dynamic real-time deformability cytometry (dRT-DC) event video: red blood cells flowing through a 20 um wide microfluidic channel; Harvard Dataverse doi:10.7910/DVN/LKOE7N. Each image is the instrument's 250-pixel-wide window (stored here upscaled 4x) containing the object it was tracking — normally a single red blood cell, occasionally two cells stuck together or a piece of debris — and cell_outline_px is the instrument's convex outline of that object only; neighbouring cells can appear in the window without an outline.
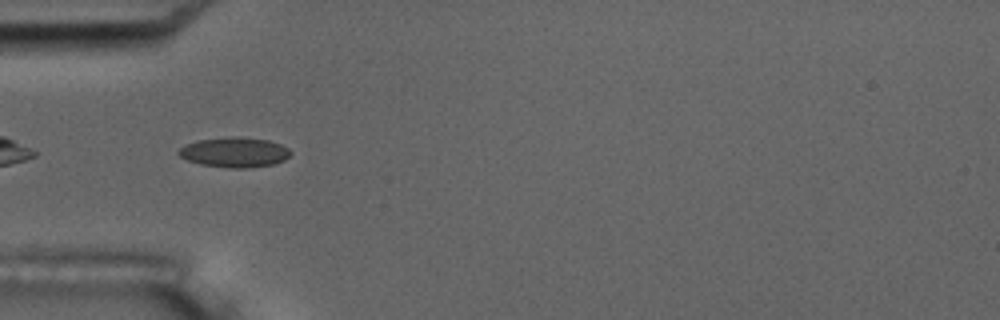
{"species": "common noctule bat (a hibernating species)", "species_latin": "Nyctalus noctula", "temperature_condition": "room temperature", "stored_images_in_passage": 3, "camera_frame_rate_fps": 3000, "um_per_image_px": 0.085, "animal": {"sex": "male", "body_mass_g": 17.5, "forearm_length_mm": 52.3}, "frame": {"image": 1, "passage_image": 2, "time_ms": 1.333, "image_size_px": [1000, 320], "cell_outline_px": [[292, 152], [284, 160], [272, 164], [244, 168], [232, 168], [200, 164], [188, 160], [180, 156], [176, 152], [184, 144], [196, 140], [228, 136], [232, 136], [268, 140], [280, 144], [288, 148]], "centroid_in_image_um": [19.89, 12.93], "position_along_channel_um": 65.1, "area_um2": 19.54}}